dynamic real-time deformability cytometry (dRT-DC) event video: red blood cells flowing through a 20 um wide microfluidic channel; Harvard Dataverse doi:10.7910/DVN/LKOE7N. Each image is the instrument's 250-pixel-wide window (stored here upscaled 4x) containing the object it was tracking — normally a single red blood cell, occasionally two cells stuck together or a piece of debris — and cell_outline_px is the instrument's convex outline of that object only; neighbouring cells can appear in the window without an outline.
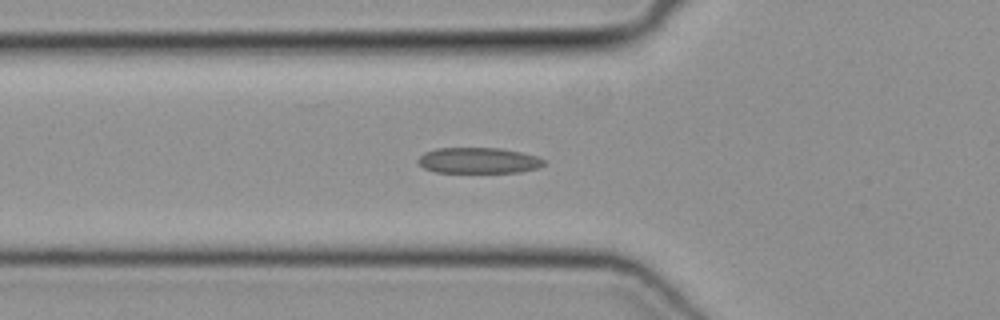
{"species": "common noctule bat (a hibernating species)", "species_latin": "Nyctalus noctula", "temperature_condition": "cold", "stored_images_in_passage": 24, "camera_frame_rate_fps": 3000, "um_per_image_px": 0.085, "animal": {"sex": "female", "body_mass_g": 19.3, "forearm_length_mm": 54.1}, "frame": {"image": 1, "passage_image": 2, "time_ms": 0.333, "image_size_px": [1000, 320], "cell_outline_px": [[544, 164], [536, 168], [520, 172], [436, 172], [424, 168], [416, 160], [424, 152], [436, 148], [500, 148], [520, 152], [536, 156], [544, 160]], "centroid_in_image_um": [40.63, 13.63], "position_along_channel_um": 85.2, "area_um2": 18.79}}
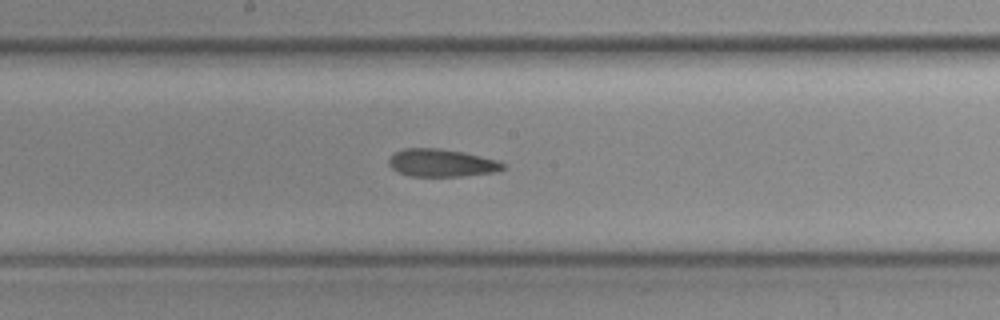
{"frame": {"image": 2, "passage_image": 11, "time_ms": 3.333, "image_size_px": [1000, 320], "cell_outline_px": [[504, 168], [496, 172], [464, 176], [408, 176], [392, 168], [388, 164], [388, 160], [396, 152], [404, 148], [440, 148], [464, 152], [496, 160], [504, 164]], "centroid_in_image_um": [37.53, 13.85], "position_along_channel_um": 210.7, "area_um2": 18.32}}
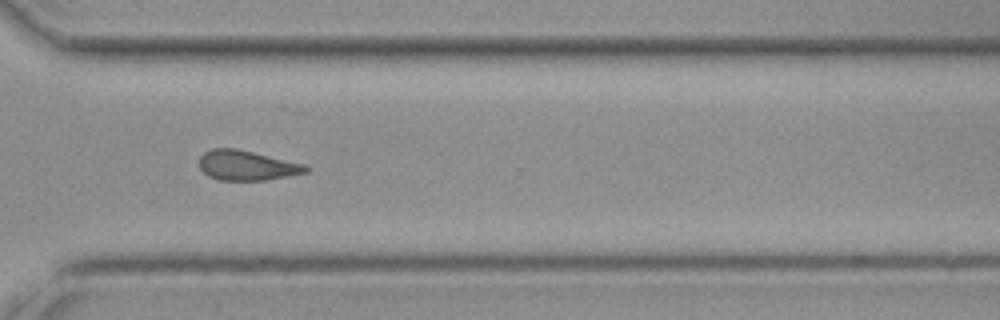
{"frame": {"image": 3, "passage_image": 21, "time_ms": 6.667, "image_size_px": [1000, 320], "cell_outline_px": [[308, 172], [268, 180], [220, 180], [208, 176], [200, 168], [200, 156], [204, 152], [212, 148], [236, 148], [304, 164], [308, 168]], "centroid_in_image_um": [20.96, 14.06], "position_along_channel_um": 349.6, "area_um2": 18.44}}